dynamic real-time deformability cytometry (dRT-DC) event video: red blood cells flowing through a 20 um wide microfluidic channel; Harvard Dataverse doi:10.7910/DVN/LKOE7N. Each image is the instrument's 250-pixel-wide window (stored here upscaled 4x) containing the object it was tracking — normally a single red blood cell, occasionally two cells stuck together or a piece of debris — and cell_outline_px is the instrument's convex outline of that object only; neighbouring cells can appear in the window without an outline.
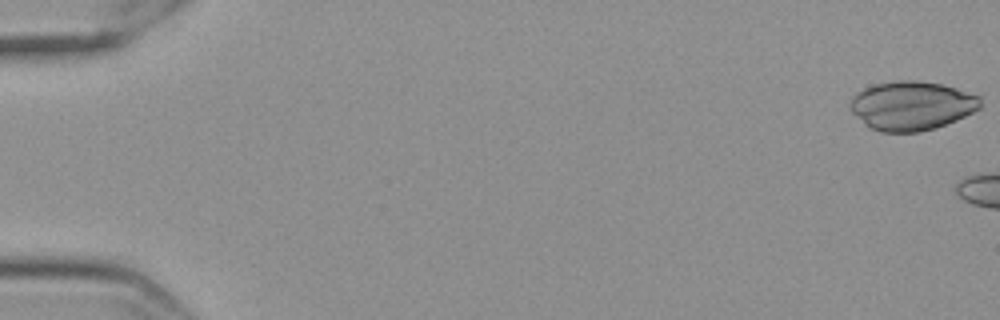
{"species": "Egyptian fruit bat (a non-hibernating species)", "species_latin": "Rousettus aegyptiacus", "temperature_condition": "cold", "stored_images_in_passage": 9, "camera_frame_rate_fps": 3000, "um_per_image_px": 0.085, "frame": {"image": 1, "passage_image": 1, "time_ms": 0.0, "image_size_px": [1000, 320], "cell_outline_px": [[980, 108], [956, 120], [936, 128], [920, 132], [880, 132], [868, 128], [852, 112], [848, 104], [852, 96], [864, 88], [876, 84], [900, 80], [916, 80], [944, 84], [980, 96]], "centroid_in_image_um": [77.46, 8.99], "position_along_channel_um": 7.5, "area_um2": 37.34}}